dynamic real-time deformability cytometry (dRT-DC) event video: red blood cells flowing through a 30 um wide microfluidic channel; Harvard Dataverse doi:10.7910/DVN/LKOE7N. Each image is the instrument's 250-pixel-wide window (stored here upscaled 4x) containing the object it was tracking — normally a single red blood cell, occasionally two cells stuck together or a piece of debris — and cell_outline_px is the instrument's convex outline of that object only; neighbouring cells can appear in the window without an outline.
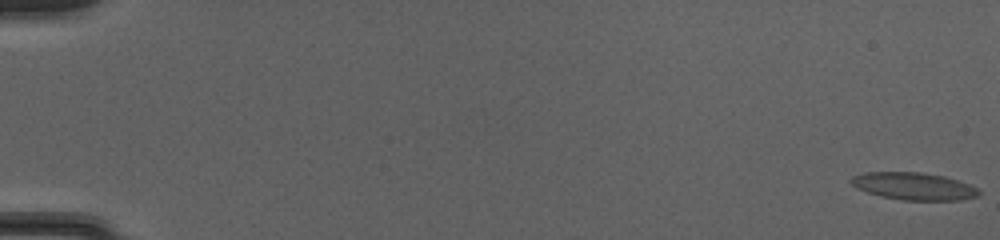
{"species": "common noctule bat (a hibernating species)", "species_latin": "Nyctalus noctula", "temperature_condition": "cold", "stored_images_in_passage": 9, "camera_frame_rate_fps": 3000, "um_per_image_px": 0.085, "animal": {"sex": "female", "body_mass_g": 20.0, "forearm_length_mm": 54.0}, "frame": {"image": 1, "passage_image": 1, "time_ms": 0.0, "image_size_px": [1000, 240], "cell_outline_px": [[980, 196], [960, 200], [904, 200], [880, 196], [856, 188], [848, 180], [852, 176], [868, 172], [920, 172], [944, 176], [968, 184], [976, 188], [980, 192]], "centroid_in_image_um": [77.65, 15.83], "position_along_channel_um": 7.3, "area_um2": 20.29}}